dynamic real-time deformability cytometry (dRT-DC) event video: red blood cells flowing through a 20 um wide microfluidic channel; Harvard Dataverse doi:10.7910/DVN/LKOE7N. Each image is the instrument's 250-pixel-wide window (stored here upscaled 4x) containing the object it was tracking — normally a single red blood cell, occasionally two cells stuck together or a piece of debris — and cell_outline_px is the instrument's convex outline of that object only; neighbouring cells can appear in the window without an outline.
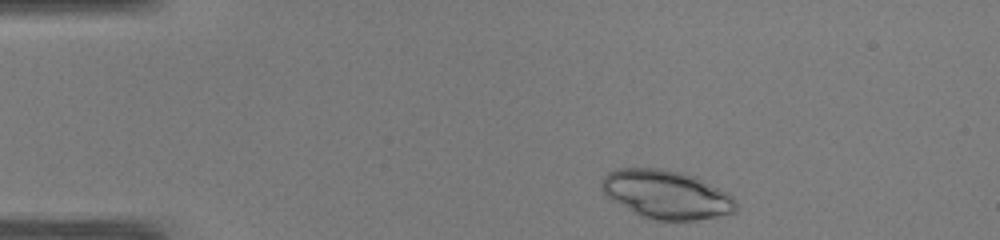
{"species": "common noctule bat (a hibernating species)", "species_latin": "Nyctalus noctula", "temperature_condition": "warm", "stored_images_in_passage": 42, "camera_frame_rate_fps": 3000, "um_per_image_px": 0.085, "animal": {"sex": "male", "body_mass_g": 19.0, "forearm_length_mm": 50.8}, "frame": {"image": 1, "passage_image": 1, "time_ms": 0.0, "image_size_px": [1000, 240], "cell_outline_px": [[736, 212], [696, 220], [652, 220], [640, 216], [612, 200], [600, 188], [600, 180], [608, 172], [616, 168], [664, 168], [696, 176], [728, 192], [736, 200]], "centroid_in_image_um": [56.64, 16.52], "position_along_channel_um": 28.4, "area_um2": 38.26}}
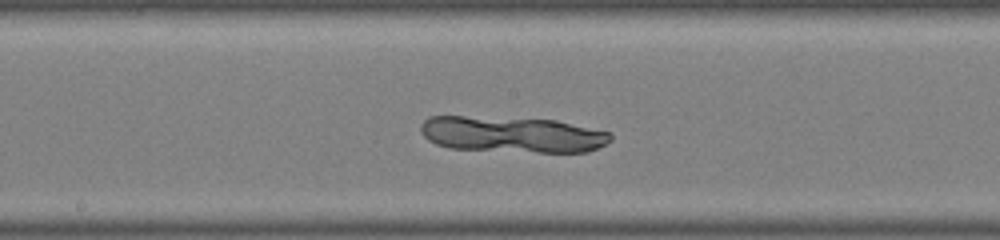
{"frame": {"image": 2, "passage_image": 19, "time_ms": 6.0, "image_size_px": [1000, 240], "cell_outline_px": [[612, 140], [588, 152], [540, 152], [448, 148], [436, 144], [428, 140], [420, 132], [420, 124], [428, 116], [464, 116], [556, 120], [612, 132]], "centroid_in_image_um": [43.52, 11.42], "position_along_channel_um": 204.7, "area_um2": 39.94}}
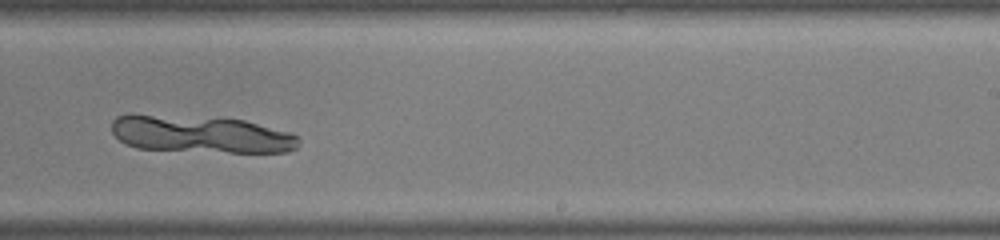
{"frame": {"image": 3, "passage_image": 24, "time_ms": 7.667, "image_size_px": [1000, 240], "cell_outline_px": [[300, 140], [296, 148], [288, 152], [228, 152], [136, 148], [124, 144], [112, 132], [112, 120], [116, 116], [128, 112], [132, 112], [244, 120], [292, 132]], "centroid_in_image_um": [17.0, 11.38], "position_along_channel_um": 272.0, "area_um2": 41.1}}